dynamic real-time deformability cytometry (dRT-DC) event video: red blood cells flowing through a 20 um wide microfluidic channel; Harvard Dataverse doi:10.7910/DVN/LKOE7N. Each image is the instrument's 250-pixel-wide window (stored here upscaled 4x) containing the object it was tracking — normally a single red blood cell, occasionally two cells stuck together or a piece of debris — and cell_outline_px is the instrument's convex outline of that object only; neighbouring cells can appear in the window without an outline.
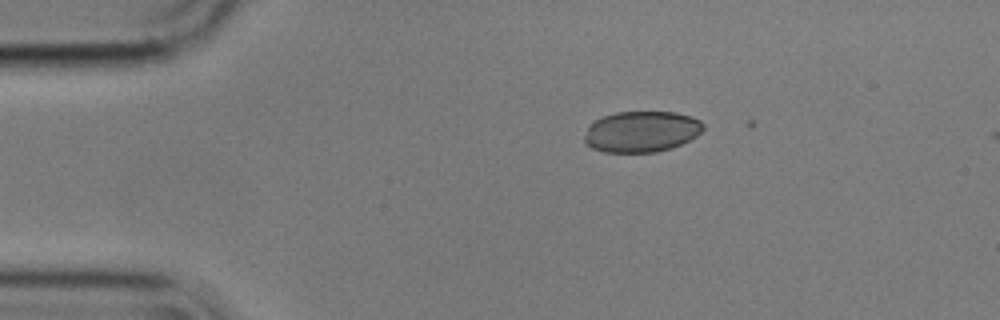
{"species": "common noctule bat (a hibernating species)", "species_latin": "Nyctalus noctula", "temperature_condition": "cold", "stored_images_in_passage": 2, "camera_frame_rate_fps": 3000, "um_per_image_px": 0.085, "animal": {"sex": "male", "body_mass_g": 17.9}, "frame": {"image": 1, "passage_image": 1, "time_ms": 0.0, "image_size_px": [1000, 320], "cell_outline_px": [[704, 128], [696, 136], [672, 148], [656, 152], [604, 152], [592, 148], [584, 140], [584, 136], [588, 124], [604, 116], [616, 112], [676, 112], [692, 116], [700, 120], [704, 124]], "centroid_in_image_um": [54.52, 11.18], "position_along_channel_um": 30.5, "area_um2": 28.44}}